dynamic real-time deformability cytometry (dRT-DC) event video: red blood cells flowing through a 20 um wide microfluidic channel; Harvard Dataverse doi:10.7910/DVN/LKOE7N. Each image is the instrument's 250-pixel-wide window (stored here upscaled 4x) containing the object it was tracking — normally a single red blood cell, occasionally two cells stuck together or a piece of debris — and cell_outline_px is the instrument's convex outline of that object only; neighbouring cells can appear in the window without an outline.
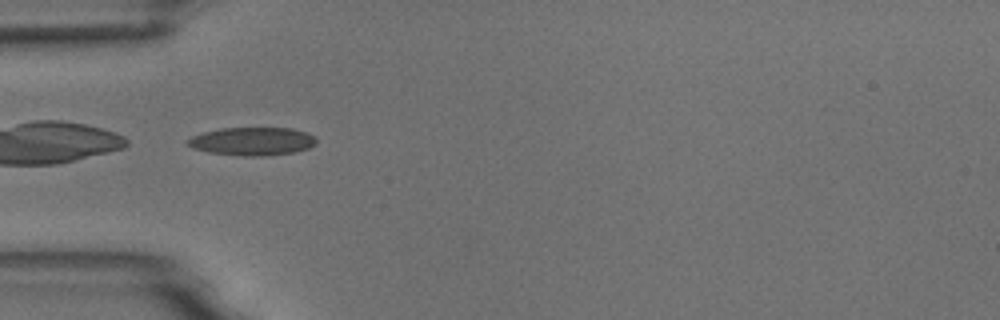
{"species": "common noctule bat (a hibernating species)", "species_latin": "Nyctalus noctula", "temperature_condition": "room temperature", "stored_images_in_passage": 3, "camera_frame_rate_fps": 3000, "um_per_image_px": 0.085, "animal": {"sex": "male", "body_mass_g": 18.8}, "frame": {"image": 1, "passage_image": 1, "time_ms": 0.0, "image_size_px": [1000, 320], "cell_outline_px": [[316, 144], [308, 148], [292, 152], [260, 156], [244, 156], [208, 152], [192, 148], [188, 144], [188, 140], [192, 136], [204, 132], [220, 128], [292, 128], [308, 132], [316, 136]], "centroid_in_image_um": [21.47, 12.0], "position_along_channel_um": 63.5, "area_um2": 21.04}}